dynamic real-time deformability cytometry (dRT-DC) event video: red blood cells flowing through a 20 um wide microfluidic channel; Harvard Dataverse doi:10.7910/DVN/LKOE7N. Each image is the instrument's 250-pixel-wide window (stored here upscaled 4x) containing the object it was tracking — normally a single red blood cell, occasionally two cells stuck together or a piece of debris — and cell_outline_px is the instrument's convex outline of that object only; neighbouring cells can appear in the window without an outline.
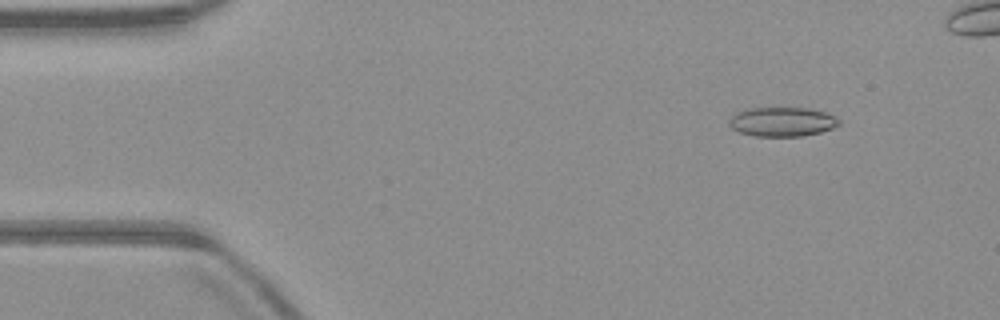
{"species": "common noctule bat (a hibernating species)", "species_latin": "Nyctalus noctula", "temperature_condition": "warm", "stored_images_in_passage": 47, "camera_frame_rate_fps": 3000, "um_per_image_px": 0.085, "animal": {"sex": "male", "body_mass_g": 23.1, "forearm_length_mm": 52.7}, "frame": {"image": 1, "passage_image": 6, "time_ms": 1.667, "image_size_px": [1000, 320], "cell_outline_px": [[840, 124], [832, 128], [820, 132], [804, 136], [756, 136], [740, 132], [732, 128], [728, 124], [728, 120], [736, 112], [748, 108], [812, 108], [828, 112], [836, 116], [840, 120]], "centroid_in_image_um": [66.52, 10.34], "position_along_channel_um": 18.5, "area_um2": 18.96}}
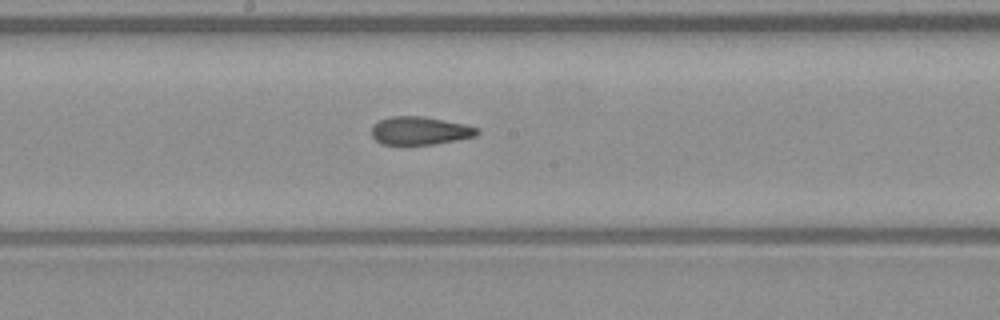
{"frame": {"image": 2, "passage_image": 27, "time_ms": 8.667, "image_size_px": [1000, 320], "cell_outline_px": [[480, 132], [476, 136], [436, 144], [380, 144], [372, 136], [372, 124], [388, 116], [424, 116], [464, 124], [480, 128]], "centroid_in_image_um": [35.7, 11.1], "position_along_channel_um": 212.5, "area_um2": 17.4}}
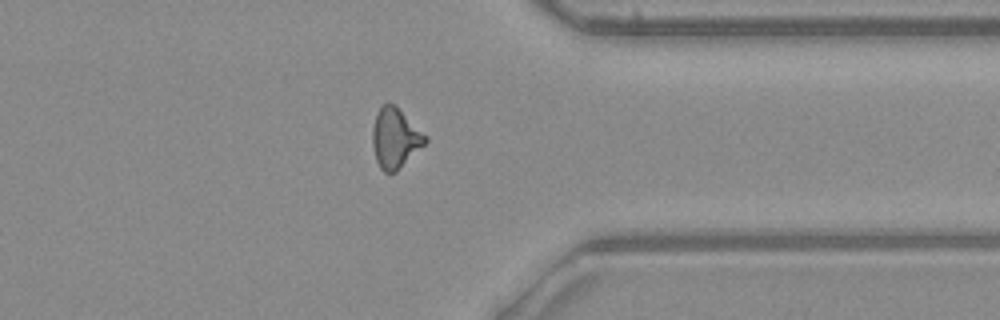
{"frame": {"image": 3, "passage_image": 40, "time_ms": 13.0, "image_size_px": [1000, 320], "cell_outline_px": [[428, 140], [396, 172], [384, 172], [380, 168], [376, 160], [372, 144], [372, 128], [376, 116], [380, 108], [388, 100], [428, 136]], "centroid_in_image_um": [33.58, 11.75], "position_along_channel_um": 377.8, "area_um2": 18.15}, "authors_computed_cell_mechanics": {"area_um2": 18.0914, "velocity_mm_per_s": 4.0167, "shape_relaxation_time_tau1_ms": 9.3709, "shape_relaxation_time_tau2_ms": 2.3931, "deformation_change_tau1": 0.227, "deformation_change_tau2": 0.1053}}